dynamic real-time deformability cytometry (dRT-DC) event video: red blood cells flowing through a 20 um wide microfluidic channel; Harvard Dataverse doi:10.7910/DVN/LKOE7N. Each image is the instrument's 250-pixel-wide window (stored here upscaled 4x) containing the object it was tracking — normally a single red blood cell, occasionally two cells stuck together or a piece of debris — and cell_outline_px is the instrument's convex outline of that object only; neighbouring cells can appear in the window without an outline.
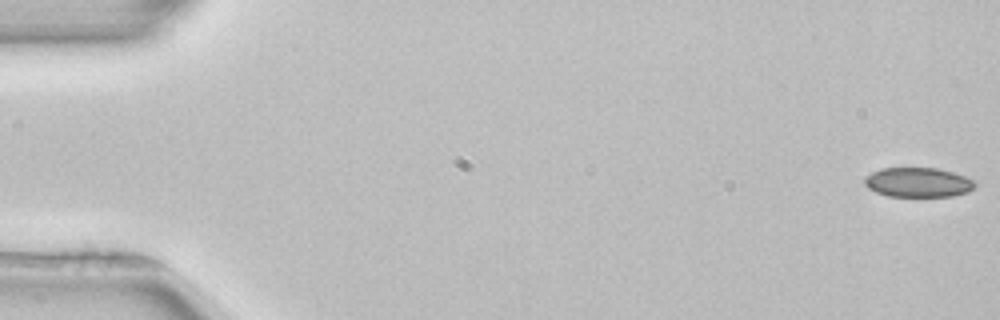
{"species": "common noctule bat (a hibernating species)", "species_latin": "Nyctalus noctula", "temperature_condition": "room temperature", "stored_images_in_passage": 53, "camera_frame_rate_fps": 3000, "um_per_image_px": 0.085, "animal": {"sex": "female", "body_mass_g": 22.7, "forearm_length_mm": 54.2}, "frame": {"image": 1, "passage_image": 1, "time_ms": 0.0, "image_size_px": [1000, 320], "cell_outline_px": [[976, 184], [968, 192], [952, 196], [888, 196], [876, 192], [868, 188], [864, 184], [864, 176], [880, 168], [936, 168], [952, 172], [976, 180]], "centroid_in_image_um": [78.02, 15.5], "position_along_channel_um": 7.0, "area_um2": 19.07}}
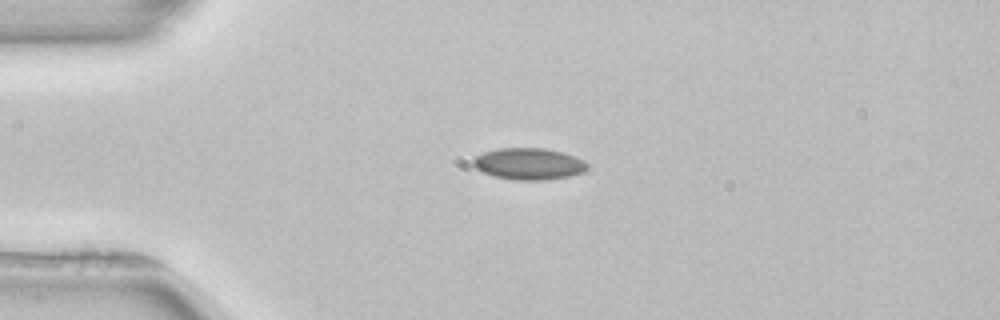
{"frame": {"image": 2, "passage_image": 13, "time_ms": 4.0, "image_size_px": [1000, 320], "cell_outline_px": [[588, 168], [584, 172], [568, 176], [544, 180], [516, 180], [496, 176], [484, 172], [476, 168], [472, 164], [472, 160], [476, 156], [484, 152], [496, 148], [544, 148], [560, 152], [584, 160], [588, 164]], "centroid_in_image_um": [44.94, 13.92], "position_along_channel_um": 40.1, "area_um2": 20.87}}
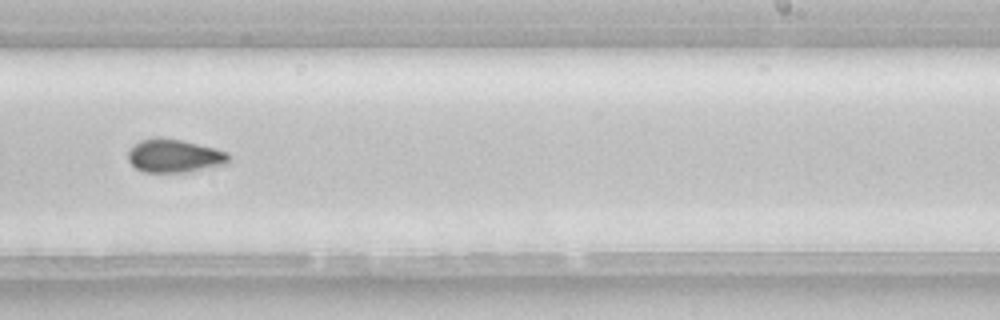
{"frame": {"image": 3, "passage_image": 33, "time_ms": 10.667, "image_size_px": [1000, 320], "cell_outline_px": [[232, 160], [228, 164], [188, 172], [144, 172], [136, 168], [128, 160], [128, 152], [140, 140], [152, 136], [160, 136], [180, 140], [216, 148], [228, 152], [232, 156]], "centroid_in_image_um": [14.88, 13.24], "position_along_channel_um": 274.1, "area_um2": 19.88}, "authors_computed_cell_mechanics": {"area_um2": 19.9988, "velocity_mm_per_s": 3.9428, "shape_relaxation_time_tau1_ms": 6.8848, "shape_relaxation_time_tau2_ms": null, "deformation_change_tau1": 0.0807, "deformation_change_tau2": null}}